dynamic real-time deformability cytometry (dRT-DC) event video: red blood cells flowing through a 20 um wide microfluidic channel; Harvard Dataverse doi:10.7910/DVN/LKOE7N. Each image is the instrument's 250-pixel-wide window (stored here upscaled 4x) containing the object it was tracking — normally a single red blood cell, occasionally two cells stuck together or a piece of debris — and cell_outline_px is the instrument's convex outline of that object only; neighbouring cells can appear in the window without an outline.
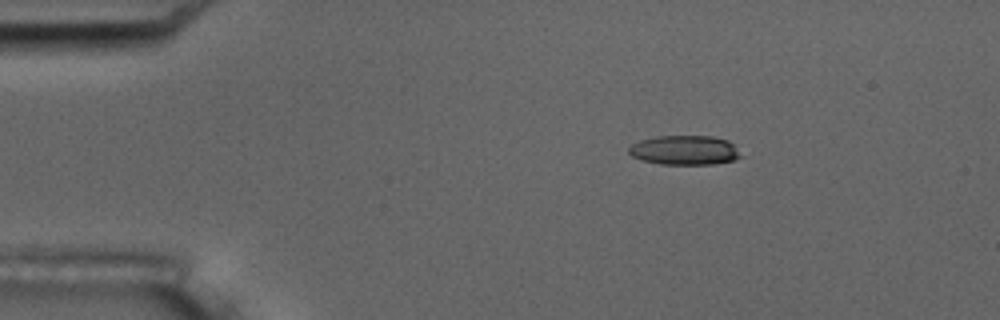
{"species": "common noctule bat (a hibernating species)", "species_latin": "Nyctalus noctula", "temperature_condition": "room temperature", "stored_images_in_passage": 5, "camera_frame_rate_fps": 3000, "um_per_image_px": 0.085, "animal": {"sex": "male", "body_mass_g": 17.5, "forearm_length_mm": 52.3}, "frame": {"image": 1, "passage_image": 3, "time_ms": 2.333, "image_size_px": [1000, 320], "cell_outline_px": [[744, 156], [736, 160], [712, 164], [660, 164], [644, 160], [632, 156], [628, 152], [628, 148], [632, 144], [640, 140], [656, 136], [712, 136], [728, 140]], "centroid_in_image_um": [58.22, 12.76], "position_along_channel_um": 26.8, "area_um2": 19.25}}